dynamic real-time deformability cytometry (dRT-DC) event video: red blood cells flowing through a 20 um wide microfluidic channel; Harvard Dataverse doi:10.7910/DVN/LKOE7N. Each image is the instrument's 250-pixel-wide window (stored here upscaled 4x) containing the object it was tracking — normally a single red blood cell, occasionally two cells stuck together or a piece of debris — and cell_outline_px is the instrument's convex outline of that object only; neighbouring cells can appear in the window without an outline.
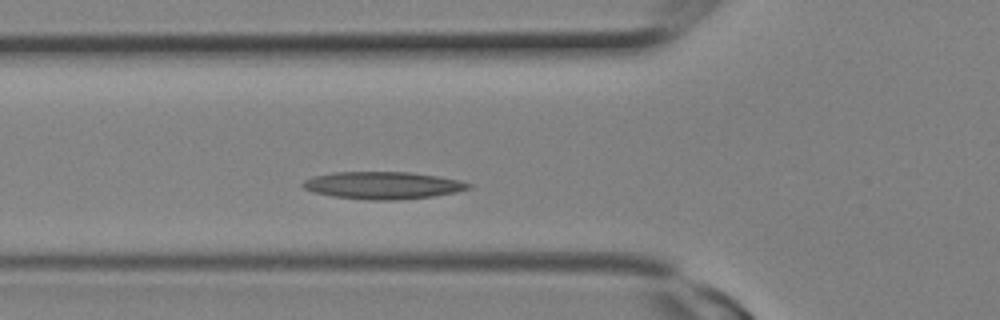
{"species": "Egyptian fruit bat (a non-hibernating species)", "species_latin": "Rousettus aegyptiacus", "temperature_condition": "room temperature", "stored_images_in_passage": 5, "camera_frame_rate_fps": 3000, "um_per_image_px": 0.085, "animal": {"sex": "female"}, "frame": {"image": 1, "passage_image": 5, "time_ms": 1.333, "image_size_px": [1000, 320], "cell_outline_px": [[472, 188], [456, 192], [432, 196], [396, 200], [368, 200], [332, 196], [316, 192], [304, 188], [300, 184], [304, 180], [312, 176], [332, 172], [412, 172], [460, 180], [472, 184]], "centroid_in_image_um": [32.54, 15.75], "position_along_channel_um": 93.3, "area_um2": 26.41}}